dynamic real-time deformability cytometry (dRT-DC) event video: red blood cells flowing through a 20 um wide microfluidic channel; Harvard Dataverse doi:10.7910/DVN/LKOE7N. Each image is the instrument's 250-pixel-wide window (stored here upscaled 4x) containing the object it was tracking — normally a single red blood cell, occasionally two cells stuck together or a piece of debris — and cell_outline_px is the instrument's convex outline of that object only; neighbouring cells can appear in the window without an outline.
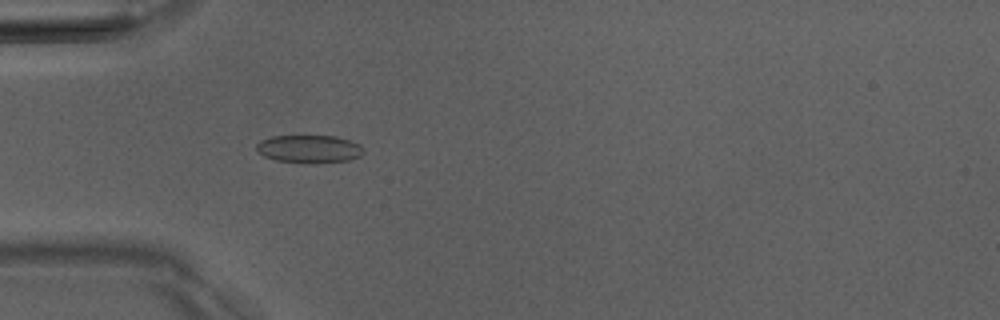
{"species": "Egyptian fruit bat (a non-hibernating species)", "species_latin": "Rousettus aegyptiacus", "temperature_condition": "room temperature", "stored_images_in_passage": 4, "camera_frame_rate_fps": 3000, "um_per_image_px": 0.085, "animal": {"sex": "male"}, "frame": {"image": 1, "passage_image": 4, "time_ms": 3.667, "image_size_px": [1000, 320], "cell_outline_px": [[364, 152], [360, 156], [348, 160], [308, 164], [300, 164], [276, 160], [264, 156], [256, 148], [256, 144], [260, 140], [272, 136], [336, 136], [360, 144], [364, 148]], "centroid_in_image_um": [26.28, 12.67], "position_along_channel_um": 58.7, "area_um2": 17.57}}